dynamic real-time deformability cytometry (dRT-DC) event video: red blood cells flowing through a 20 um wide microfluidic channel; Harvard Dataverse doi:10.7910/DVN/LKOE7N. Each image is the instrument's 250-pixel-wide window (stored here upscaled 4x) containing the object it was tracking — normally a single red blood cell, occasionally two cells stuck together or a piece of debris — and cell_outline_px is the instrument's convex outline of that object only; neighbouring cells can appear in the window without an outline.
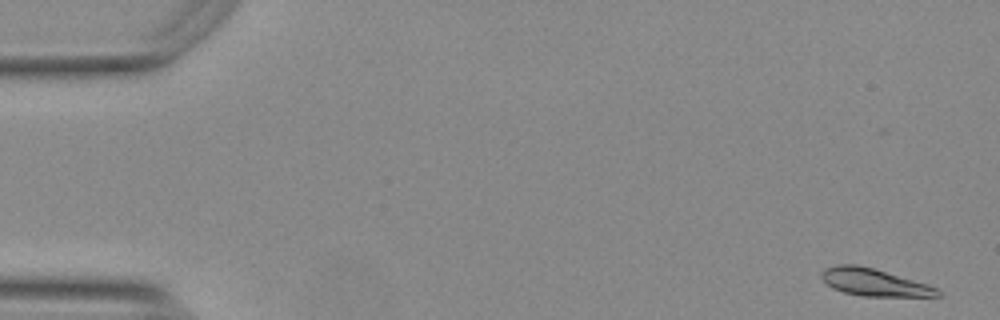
{"species": "Egyptian fruit bat (a non-hibernating species)", "species_latin": "Rousettus aegyptiacus", "temperature_condition": "warm", "stored_images_in_passage": 16, "camera_frame_rate_fps": 3000, "um_per_image_px": 0.085, "animal": {"sex": "female"}, "frame": {"image": 1, "passage_image": 1, "time_ms": 0.0, "image_size_px": [1000, 320], "cell_outline_px": [[940, 296], [864, 296], [844, 292], [832, 288], [820, 276], [824, 268], [836, 264], [856, 264], [872, 268], [928, 284], [936, 288], [940, 292]], "centroid_in_image_um": [74.27, 23.99], "position_along_channel_um": 10.7, "area_um2": 18.21}}
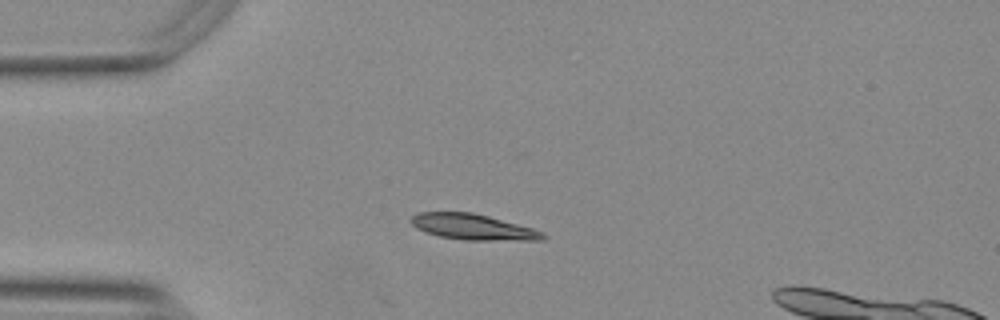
{"frame": {"image": 2, "passage_image": 13, "time_ms": 4.0, "image_size_px": [1000, 320], "cell_outline_px": [[548, 236], [544, 240], [464, 240], [440, 236], [424, 232], [416, 228], [408, 220], [412, 216], [420, 212], [472, 212], [488, 216], [532, 228]], "centroid_in_image_um": [40.16, 19.29], "position_along_channel_um": 44.8, "area_um2": 19.71}}